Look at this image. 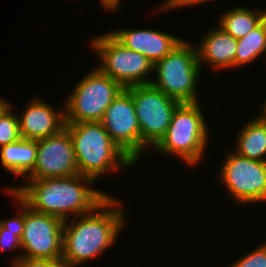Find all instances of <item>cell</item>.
Wrapping results in <instances>:
<instances>
[{
  "label": "cell",
  "instance_id": "obj_1",
  "mask_svg": "<svg viewBox=\"0 0 266 267\" xmlns=\"http://www.w3.org/2000/svg\"><path fill=\"white\" fill-rule=\"evenodd\" d=\"M121 201L110 194L92 212L64 221L61 262L82 266L118 241L126 224L129 225Z\"/></svg>",
  "mask_w": 266,
  "mask_h": 267
},
{
  "label": "cell",
  "instance_id": "obj_2",
  "mask_svg": "<svg viewBox=\"0 0 266 267\" xmlns=\"http://www.w3.org/2000/svg\"><path fill=\"white\" fill-rule=\"evenodd\" d=\"M12 191L31 210L63 221L92 212L110 194L94 189L93 179L81 174L61 178L23 179Z\"/></svg>",
  "mask_w": 266,
  "mask_h": 267
},
{
  "label": "cell",
  "instance_id": "obj_3",
  "mask_svg": "<svg viewBox=\"0 0 266 267\" xmlns=\"http://www.w3.org/2000/svg\"><path fill=\"white\" fill-rule=\"evenodd\" d=\"M73 142L79 174L96 183L106 174L132 169L136 163L111 139L101 122L65 123Z\"/></svg>",
  "mask_w": 266,
  "mask_h": 267
},
{
  "label": "cell",
  "instance_id": "obj_4",
  "mask_svg": "<svg viewBox=\"0 0 266 267\" xmlns=\"http://www.w3.org/2000/svg\"><path fill=\"white\" fill-rule=\"evenodd\" d=\"M201 104L180 103L166 134L152 150L165 156H175L189 167L201 165L210 139L209 123L205 120Z\"/></svg>",
  "mask_w": 266,
  "mask_h": 267
},
{
  "label": "cell",
  "instance_id": "obj_5",
  "mask_svg": "<svg viewBox=\"0 0 266 267\" xmlns=\"http://www.w3.org/2000/svg\"><path fill=\"white\" fill-rule=\"evenodd\" d=\"M183 39L163 59L154 64L151 84L180 103L199 102L197 84L202 69L195 44Z\"/></svg>",
  "mask_w": 266,
  "mask_h": 267
},
{
  "label": "cell",
  "instance_id": "obj_6",
  "mask_svg": "<svg viewBox=\"0 0 266 267\" xmlns=\"http://www.w3.org/2000/svg\"><path fill=\"white\" fill-rule=\"evenodd\" d=\"M88 45L101 62L96 67L124 89L151 83L153 62L146 56L123 46L109 30L92 37Z\"/></svg>",
  "mask_w": 266,
  "mask_h": 267
},
{
  "label": "cell",
  "instance_id": "obj_7",
  "mask_svg": "<svg viewBox=\"0 0 266 267\" xmlns=\"http://www.w3.org/2000/svg\"><path fill=\"white\" fill-rule=\"evenodd\" d=\"M19 206L16 217L22 225L21 251L10 263L20 256L46 258L61 261L63 254V225L58 217L39 213L26 206L12 191H5ZM20 205H19V204ZM12 260V261H11Z\"/></svg>",
  "mask_w": 266,
  "mask_h": 267
},
{
  "label": "cell",
  "instance_id": "obj_8",
  "mask_svg": "<svg viewBox=\"0 0 266 267\" xmlns=\"http://www.w3.org/2000/svg\"><path fill=\"white\" fill-rule=\"evenodd\" d=\"M123 89L97 67L91 68L63 101L65 123L101 122L105 110Z\"/></svg>",
  "mask_w": 266,
  "mask_h": 267
},
{
  "label": "cell",
  "instance_id": "obj_9",
  "mask_svg": "<svg viewBox=\"0 0 266 267\" xmlns=\"http://www.w3.org/2000/svg\"><path fill=\"white\" fill-rule=\"evenodd\" d=\"M230 150L224 153L216 178L239 206L266 202V162L245 158Z\"/></svg>",
  "mask_w": 266,
  "mask_h": 267
},
{
  "label": "cell",
  "instance_id": "obj_10",
  "mask_svg": "<svg viewBox=\"0 0 266 267\" xmlns=\"http://www.w3.org/2000/svg\"><path fill=\"white\" fill-rule=\"evenodd\" d=\"M126 89L133 98L145 153L149 148L153 149L164 137L180 102L168 97L151 83Z\"/></svg>",
  "mask_w": 266,
  "mask_h": 267
},
{
  "label": "cell",
  "instance_id": "obj_11",
  "mask_svg": "<svg viewBox=\"0 0 266 267\" xmlns=\"http://www.w3.org/2000/svg\"><path fill=\"white\" fill-rule=\"evenodd\" d=\"M102 125L111 139L137 164L144 156L143 140L131 93L123 89L105 110Z\"/></svg>",
  "mask_w": 266,
  "mask_h": 267
},
{
  "label": "cell",
  "instance_id": "obj_12",
  "mask_svg": "<svg viewBox=\"0 0 266 267\" xmlns=\"http://www.w3.org/2000/svg\"><path fill=\"white\" fill-rule=\"evenodd\" d=\"M73 142L63 128L58 134L37 140L33 170L24 179L61 178L78 175Z\"/></svg>",
  "mask_w": 266,
  "mask_h": 267
},
{
  "label": "cell",
  "instance_id": "obj_13",
  "mask_svg": "<svg viewBox=\"0 0 266 267\" xmlns=\"http://www.w3.org/2000/svg\"><path fill=\"white\" fill-rule=\"evenodd\" d=\"M24 108L18 115L21 138L37 141L58 134L65 127L62 106L57 110L37 96Z\"/></svg>",
  "mask_w": 266,
  "mask_h": 267
},
{
  "label": "cell",
  "instance_id": "obj_14",
  "mask_svg": "<svg viewBox=\"0 0 266 267\" xmlns=\"http://www.w3.org/2000/svg\"><path fill=\"white\" fill-rule=\"evenodd\" d=\"M110 33L123 46L146 56L153 64L163 59L184 39L153 27L113 29Z\"/></svg>",
  "mask_w": 266,
  "mask_h": 267
},
{
  "label": "cell",
  "instance_id": "obj_15",
  "mask_svg": "<svg viewBox=\"0 0 266 267\" xmlns=\"http://www.w3.org/2000/svg\"><path fill=\"white\" fill-rule=\"evenodd\" d=\"M195 44L198 62L209 65L212 70H235L237 39L215 26L208 30Z\"/></svg>",
  "mask_w": 266,
  "mask_h": 267
},
{
  "label": "cell",
  "instance_id": "obj_16",
  "mask_svg": "<svg viewBox=\"0 0 266 267\" xmlns=\"http://www.w3.org/2000/svg\"><path fill=\"white\" fill-rule=\"evenodd\" d=\"M36 158L37 141L20 138L0 148L2 167L18 178H25L33 170Z\"/></svg>",
  "mask_w": 266,
  "mask_h": 267
},
{
  "label": "cell",
  "instance_id": "obj_17",
  "mask_svg": "<svg viewBox=\"0 0 266 267\" xmlns=\"http://www.w3.org/2000/svg\"><path fill=\"white\" fill-rule=\"evenodd\" d=\"M236 134L233 152L245 158L266 162V123L256 116L242 125Z\"/></svg>",
  "mask_w": 266,
  "mask_h": 267
},
{
  "label": "cell",
  "instance_id": "obj_18",
  "mask_svg": "<svg viewBox=\"0 0 266 267\" xmlns=\"http://www.w3.org/2000/svg\"><path fill=\"white\" fill-rule=\"evenodd\" d=\"M253 9L233 6L218 17L217 26L235 39L244 37L266 18V9Z\"/></svg>",
  "mask_w": 266,
  "mask_h": 267
},
{
  "label": "cell",
  "instance_id": "obj_19",
  "mask_svg": "<svg viewBox=\"0 0 266 267\" xmlns=\"http://www.w3.org/2000/svg\"><path fill=\"white\" fill-rule=\"evenodd\" d=\"M266 50V18L246 36L237 39L235 69L254 63Z\"/></svg>",
  "mask_w": 266,
  "mask_h": 267
},
{
  "label": "cell",
  "instance_id": "obj_20",
  "mask_svg": "<svg viewBox=\"0 0 266 267\" xmlns=\"http://www.w3.org/2000/svg\"><path fill=\"white\" fill-rule=\"evenodd\" d=\"M13 105L8 101L0 111V148L21 138L18 116Z\"/></svg>",
  "mask_w": 266,
  "mask_h": 267
},
{
  "label": "cell",
  "instance_id": "obj_21",
  "mask_svg": "<svg viewBox=\"0 0 266 267\" xmlns=\"http://www.w3.org/2000/svg\"><path fill=\"white\" fill-rule=\"evenodd\" d=\"M22 232V225L16 216L0 219V251L21 250Z\"/></svg>",
  "mask_w": 266,
  "mask_h": 267
},
{
  "label": "cell",
  "instance_id": "obj_22",
  "mask_svg": "<svg viewBox=\"0 0 266 267\" xmlns=\"http://www.w3.org/2000/svg\"><path fill=\"white\" fill-rule=\"evenodd\" d=\"M242 255L226 267H266V241Z\"/></svg>",
  "mask_w": 266,
  "mask_h": 267
},
{
  "label": "cell",
  "instance_id": "obj_23",
  "mask_svg": "<svg viewBox=\"0 0 266 267\" xmlns=\"http://www.w3.org/2000/svg\"><path fill=\"white\" fill-rule=\"evenodd\" d=\"M59 262L61 261L20 256L17 260L11 262L9 267H55Z\"/></svg>",
  "mask_w": 266,
  "mask_h": 267
},
{
  "label": "cell",
  "instance_id": "obj_24",
  "mask_svg": "<svg viewBox=\"0 0 266 267\" xmlns=\"http://www.w3.org/2000/svg\"><path fill=\"white\" fill-rule=\"evenodd\" d=\"M210 1H214V0H163V3H159L160 6L157 7L156 10L154 11H159V13H163V12H167V11H175V9H183L185 7H192V6H196V5H200L205 3L206 4Z\"/></svg>",
  "mask_w": 266,
  "mask_h": 267
},
{
  "label": "cell",
  "instance_id": "obj_25",
  "mask_svg": "<svg viewBox=\"0 0 266 267\" xmlns=\"http://www.w3.org/2000/svg\"><path fill=\"white\" fill-rule=\"evenodd\" d=\"M265 100L262 103L261 106V113H257V117L264 123H266V98H264Z\"/></svg>",
  "mask_w": 266,
  "mask_h": 267
},
{
  "label": "cell",
  "instance_id": "obj_26",
  "mask_svg": "<svg viewBox=\"0 0 266 267\" xmlns=\"http://www.w3.org/2000/svg\"><path fill=\"white\" fill-rule=\"evenodd\" d=\"M110 8H119L122 0H103Z\"/></svg>",
  "mask_w": 266,
  "mask_h": 267
},
{
  "label": "cell",
  "instance_id": "obj_27",
  "mask_svg": "<svg viewBox=\"0 0 266 267\" xmlns=\"http://www.w3.org/2000/svg\"><path fill=\"white\" fill-rule=\"evenodd\" d=\"M100 2L101 7L104 9V11L110 13H115L114 11L119 10V8H110L103 0H98Z\"/></svg>",
  "mask_w": 266,
  "mask_h": 267
},
{
  "label": "cell",
  "instance_id": "obj_28",
  "mask_svg": "<svg viewBox=\"0 0 266 267\" xmlns=\"http://www.w3.org/2000/svg\"><path fill=\"white\" fill-rule=\"evenodd\" d=\"M8 103L6 99L0 97V111Z\"/></svg>",
  "mask_w": 266,
  "mask_h": 267
},
{
  "label": "cell",
  "instance_id": "obj_29",
  "mask_svg": "<svg viewBox=\"0 0 266 267\" xmlns=\"http://www.w3.org/2000/svg\"><path fill=\"white\" fill-rule=\"evenodd\" d=\"M55 267H72V266L64 262H59Z\"/></svg>",
  "mask_w": 266,
  "mask_h": 267
}]
</instances>
